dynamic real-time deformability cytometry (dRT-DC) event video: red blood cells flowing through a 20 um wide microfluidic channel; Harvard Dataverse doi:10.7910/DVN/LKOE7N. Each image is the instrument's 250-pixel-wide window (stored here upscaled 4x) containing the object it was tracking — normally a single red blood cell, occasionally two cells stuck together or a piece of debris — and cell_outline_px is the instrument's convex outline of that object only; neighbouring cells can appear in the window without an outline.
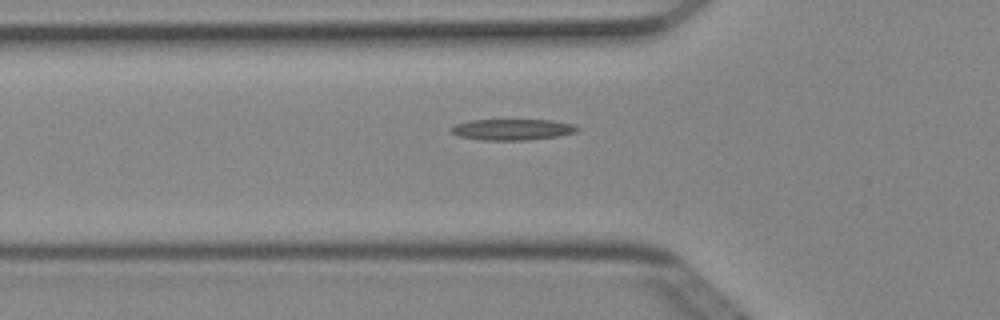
{"species": "Egyptian fruit bat (a non-hibernating species)", "species_latin": "Rousettus aegyptiacus", "temperature_condition": "cold", "stored_images_in_passage": 31, "camera_frame_rate_fps": 3000, "um_per_image_px": 0.085, "animal": {"sex": "female"}, "frame": {"image": 1, "passage_image": 2, "time_ms": 0.333, "image_size_px": [1000, 320], "cell_outline_px": [[580, 128], [576, 132], [560, 136], [528, 140], [480, 140], [456, 136], [448, 128], [456, 124], [472, 120], [552, 120], [572, 124]], "centroid_in_image_um": [43.53, 11.01], "position_along_channel_um": 82.3, "area_um2": 15.61}}
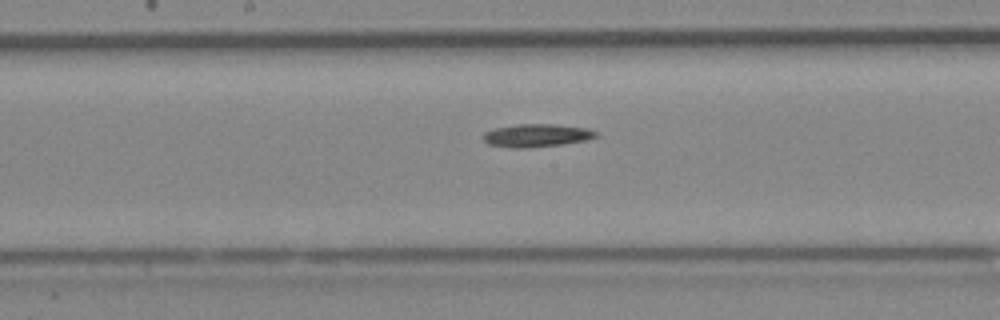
{"frame": {"image": 2, "passage_image": 11, "time_ms": 3.333, "image_size_px": [1000, 320], "cell_outline_px": [[596, 136], [588, 140], [560, 144], [528, 148], [512, 148], [488, 144], [484, 140], [484, 132], [492, 128], [516, 124], [552, 124], [588, 128], [596, 132]], "centroid_in_image_um": [45.57, 11.51], "position_along_channel_um": 202.6, "area_um2": 15.09}}
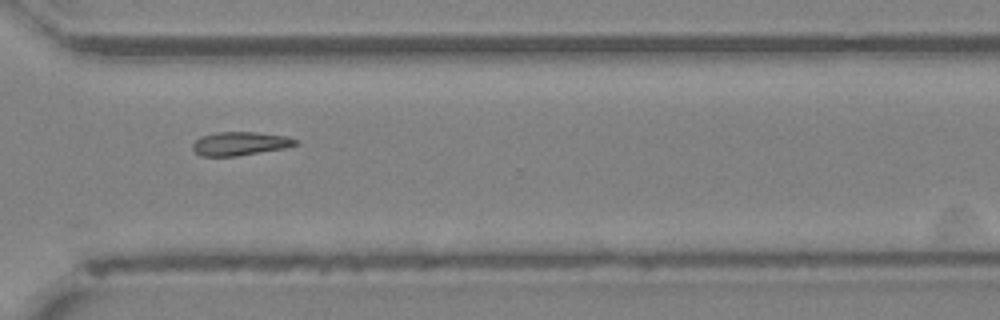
{"frame": {"image": 3, "passage_image": 22, "time_ms": 7.0, "image_size_px": [1000, 320], "cell_outline_px": [[300, 144], [284, 148], [236, 156], [200, 156], [192, 148], [192, 144], [200, 136], [216, 132], [256, 132], [288, 136], [300, 140]], "centroid_in_image_um": [20.44, 12.2], "position_along_channel_um": 350.2, "area_um2": 14.28}}